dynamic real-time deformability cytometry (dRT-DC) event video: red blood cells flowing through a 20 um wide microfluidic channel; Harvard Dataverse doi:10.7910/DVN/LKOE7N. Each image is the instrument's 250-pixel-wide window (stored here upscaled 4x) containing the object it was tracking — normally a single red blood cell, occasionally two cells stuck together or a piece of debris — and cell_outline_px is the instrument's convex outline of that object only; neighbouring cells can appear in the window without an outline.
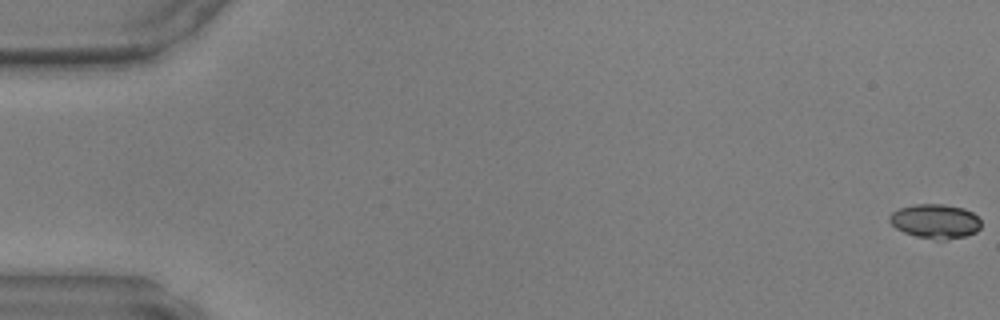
{"species": "common noctule bat (a hibernating species)", "species_latin": "Nyctalus noctula", "temperature_condition": "warm", "stored_images_in_passage": 49, "camera_frame_rate_fps": 3000, "um_per_image_px": 0.085, "animal": {"sex": "male", "body_mass_g": 17.9, "forearm_length_mm": 54.2}, "frame": {"image": 1, "passage_image": 1, "time_ms": 0.0, "image_size_px": [1000, 320], "cell_outline_px": [[980, 228], [976, 232], [964, 236], [944, 240], [936, 240], [916, 236], [904, 232], [896, 228], [888, 220], [888, 216], [892, 212], [900, 208], [916, 204], [944, 204], [964, 208], [972, 212], [980, 220]], "centroid_in_image_um": [79.49, 18.8], "position_along_channel_um": 5.5, "area_um2": 18.32}}
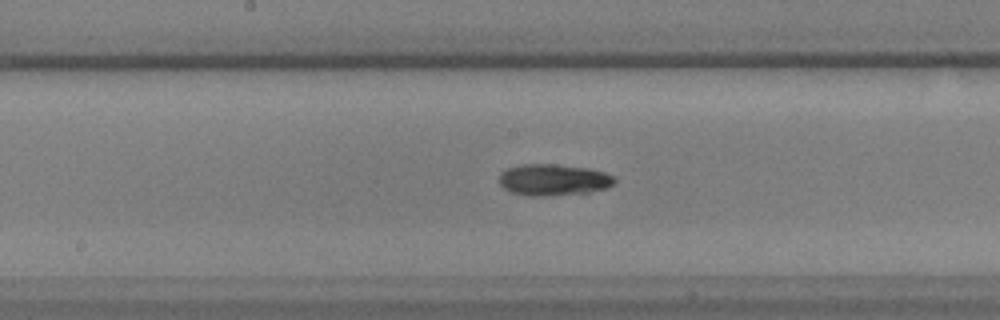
{"frame": {"image": 2, "passage_image": 26, "time_ms": 8.333, "image_size_px": [1000, 320], "cell_outline_px": [[616, 184], [608, 188], [588, 192], [544, 196], [532, 196], [512, 192], [504, 188], [500, 184], [500, 172], [508, 168], [520, 164], [556, 164], [588, 168], [604, 172], [616, 176]], "centroid_in_image_um": [47.09, 15.27], "position_along_channel_um": 201.1, "area_um2": 21.27}}
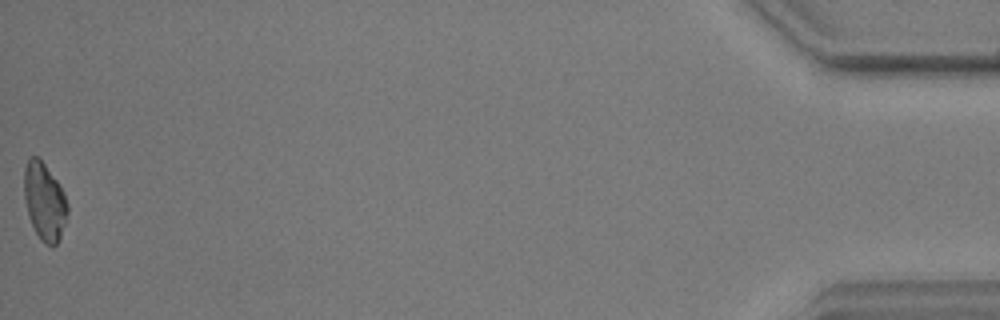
{"frame": {"image": 3, "passage_image": 49, "time_ms": 16.0, "image_size_px": [1000, 320], "cell_outline_px": [[68, 212], [60, 240], [52, 248], [44, 244], [40, 240], [28, 216], [24, 196], [24, 168], [28, 160], [32, 156], [36, 156], [44, 164], [56, 180], [64, 192], [68, 204]], "centroid_in_image_um": [3.79, 17.18], "position_along_channel_um": 431.4, "area_um2": 19.65}}